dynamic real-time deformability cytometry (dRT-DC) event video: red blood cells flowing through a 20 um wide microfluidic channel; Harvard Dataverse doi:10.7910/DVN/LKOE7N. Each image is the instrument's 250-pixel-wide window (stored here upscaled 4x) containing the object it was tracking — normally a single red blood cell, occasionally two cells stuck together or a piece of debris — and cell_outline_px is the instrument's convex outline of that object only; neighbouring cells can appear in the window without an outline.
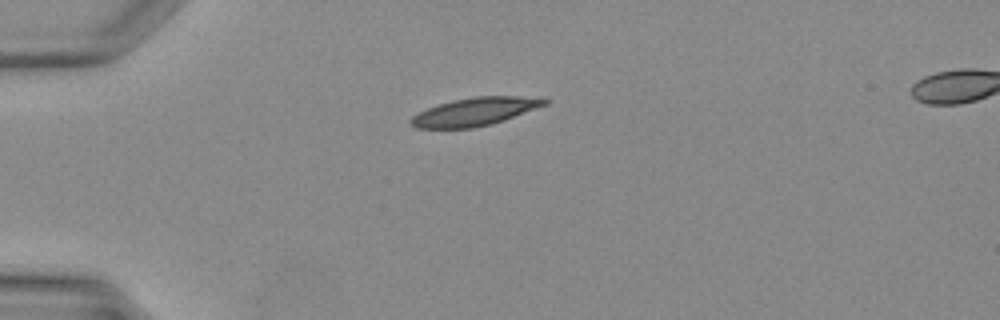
{"species": "Egyptian fruit bat (a non-hibernating species)", "species_latin": "Rousettus aegyptiacus", "temperature_condition": "warm", "stored_images_in_passage": 11, "camera_frame_rate_fps": 3000, "um_per_image_px": 0.085, "animal": {"sex": "female"}, "frame": {"image": 1, "passage_image": 1, "time_ms": 0.0, "image_size_px": [1000, 320], "cell_outline_px": [[552, 100], [548, 104], [504, 120], [492, 124], [472, 128], [416, 128], [408, 120], [412, 116], [428, 108], [452, 100], [472, 96], [540, 96]], "centroid_in_image_um": [40.45, 9.47], "position_along_channel_um": 44.6, "area_um2": 22.08}}
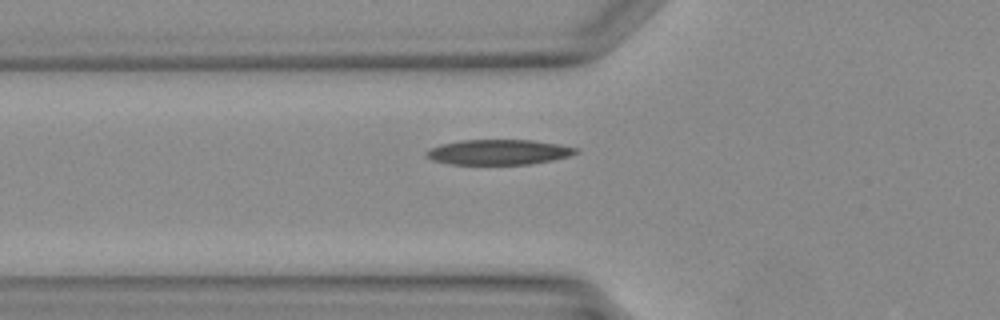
{"frame": {"image": 2, "passage_image": 5, "time_ms": 1.333, "image_size_px": [1000, 320], "cell_outline_px": [[580, 152], [568, 156], [552, 160], [528, 164], [448, 164], [432, 160], [424, 156], [424, 152], [428, 148], [440, 144], [460, 140], [532, 140], [560, 144], [580, 148]], "centroid_in_image_um": [42.35, 12.92], "position_along_channel_um": 83.4, "area_um2": 22.2}}
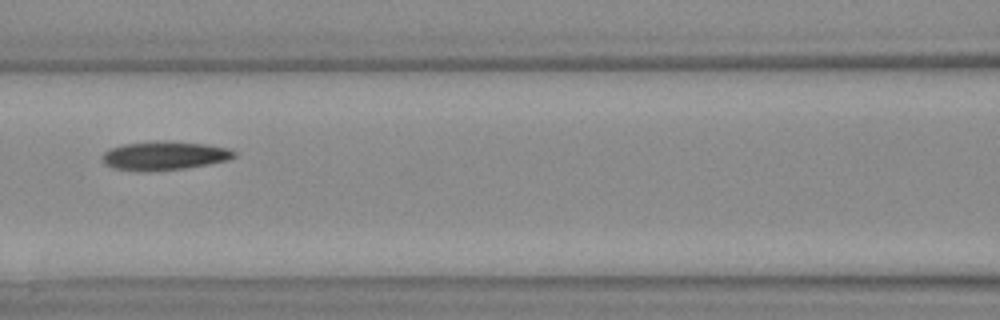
{"frame": {"image": 3, "passage_image": 9, "time_ms": 2.667, "image_size_px": [1000, 320], "cell_outline_px": [[236, 156], [228, 160], [208, 164], [184, 168], [112, 168], [104, 164], [104, 152], [112, 148], [124, 144], [156, 140], [168, 140], [208, 144], [228, 148], [236, 152]], "centroid_in_image_um": [14.07, 13.16], "position_along_channel_um": 152.5, "area_um2": 21.21}}